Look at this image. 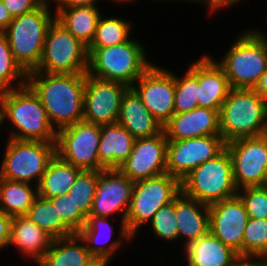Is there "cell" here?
Returning a JSON list of instances; mask_svg holds the SVG:
<instances>
[{
	"label": "cell",
	"mask_w": 267,
	"mask_h": 266,
	"mask_svg": "<svg viewBox=\"0 0 267 266\" xmlns=\"http://www.w3.org/2000/svg\"><path fill=\"white\" fill-rule=\"evenodd\" d=\"M237 195L244 203L248 218L267 219V187H244L238 189Z\"/></svg>",
	"instance_id": "74e56055"
},
{
	"label": "cell",
	"mask_w": 267,
	"mask_h": 266,
	"mask_svg": "<svg viewBox=\"0 0 267 266\" xmlns=\"http://www.w3.org/2000/svg\"><path fill=\"white\" fill-rule=\"evenodd\" d=\"M86 74L28 72L26 84L39 97L56 132L82 121Z\"/></svg>",
	"instance_id": "6da1fadb"
},
{
	"label": "cell",
	"mask_w": 267,
	"mask_h": 266,
	"mask_svg": "<svg viewBox=\"0 0 267 266\" xmlns=\"http://www.w3.org/2000/svg\"><path fill=\"white\" fill-rule=\"evenodd\" d=\"M80 171V168L64 161L55 154L37 186L38 195L48 199L66 195Z\"/></svg>",
	"instance_id": "f1b7e54d"
},
{
	"label": "cell",
	"mask_w": 267,
	"mask_h": 266,
	"mask_svg": "<svg viewBox=\"0 0 267 266\" xmlns=\"http://www.w3.org/2000/svg\"><path fill=\"white\" fill-rule=\"evenodd\" d=\"M183 249L185 266H229L239 257L230 246L215 237L210 230Z\"/></svg>",
	"instance_id": "484cf974"
},
{
	"label": "cell",
	"mask_w": 267,
	"mask_h": 266,
	"mask_svg": "<svg viewBox=\"0 0 267 266\" xmlns=\"http://www.w3.org/2000/svg\"><path fill=\"white\" fill-rule=\"evenodd\" d=\"M51 1L45 0L35 10L14 17L3 31L15 60L28 73L33 71L42 57L49 26L55 20Z\"/></svg>",
	"instance_id": "8992f818"
},
{
	"label": "cell",
	"mask_w": 267,
	"mask_h": 266,
	"mask_svg": "<svg viewBox=\"0 0 267 266\" xmlns=\"http://www.w3.org/2000/svg\"><path fill=\"white\" fill-rule=\"evenodd\" d=\"M252 266H267V259H259Z\"/></svg>",
	"instance_id": "681fc988"
},
{
	"label": "cell",
	"mask_w": 267,
	"mask_h": 266,
	"mask_svg": "<svg viewBox=\"0 0 267 266\" xmlns=\"http://www.w3.org/2000/svg\"><path fill=\"white\" fill-rule=\"evenodd\" d=\"M101 125L76 122L57 131L56 154L64 161L81 170L105 169L98 158Z\"/></svg>",
	"instance_id": "8fae6325"
},
{
	"label": "cell",
	"mask_w": 267,
	"mask_h": 266,
	"mask_svg": "<svg viewBox=\"0 0 267 266\" xmlns=\"http://www.w3.org/2000/svg\"><path fill=\"white\" fill-rule=\"evenodd\" d=\"M219 118L221 136L226 144L261 136L267 128V103L254 89L231 88Z\"/></svg>",
	"instance_id": "5b68a950"
},
{
	"label": "cell",
	"mask_w": 267,
	"mask_h": 266,
	"mask_svg": "<svg viewBox=\"0 0 267 266\" xmlns=\"http://www.w3.org/2000/svg\"><path fill=\"white\" fill-rule=\"evenodd\" d=\"M131 88L138 94L153 117L164 126L174 112L175 72L155 63Z\"/></svg>",
	"instance_id": "4fadbf2b"
},
{
	"label": "cell",
	"mask_w": 267,
	"mask_h": 266,
	"mask_svg": "<svg viewBox=\"0 0 267 266\" xmlns=\"http://www.w3.org/2000/svg\"><path fill=\"white\" fill-rule=\"evenodd\" d=\"M196 2L204 6L207 5L206 8L209 13H215L223 8H232L236 5V0H196Z\"/></svg>",
	"instance_id": "b9f144b4"
},
{
	"label": "cell",
	"mask_w": 267,
	"mask_h": 266,
	"mask_svg": "<svg viewBox=\"0 0 267 266\" xmlns=\"http://www.w3.org/2000/svg\"><path fill=\"white\" fill-rule=\"evenodd\" d=\"M7 139L4 158L1 159L0 178L38 186L56 154L55 143Z\"/></svg>",
	"instance_id": "9c48e42d"
},
{
	"label": "cell",
	"mask_w": 267,
	"mask_h": 266,
	"mask_svg": "<svg viewBox=\"0 0 267 266\" xmlns=\"http://www.w3.org/2000/svg\"><path fill=\"white\" fill-rule=\"evenodd\" d=\"M238 189L264 186L267 175V140L263 135L241 138L226 144Z\"/></svg>",
	"instance_id": "7c38bea8"
},
{
	"label": "cell",
	"mask_w": 267,
	"mask_h": 266,
	"mask_svg": "<svg viewBox=\"0 0 267 266\" xmlns=\"http://www.w3.org/2000/svg\"><path fill=\"white\" fill-rule=\"evenodd\" d=\"M44 1L45 0H2L13 18L35 10Z\"/></svg>",
	"instance_id": "ab89813d"
},
{
	"label": "cell",
	"mask_w": 267,
	"mask_h": 266,
	"mask_svg": "<svg viewBox=\"0 0 267 266\" xmlns=\"http://www.w3.org/2000/svg\"><path fill=\"white\" fill-rule=\"evenodd\" d=\"M257 260L252 257L239 256L229 266H252Z\"/></svg>",
	"instance_id": "bcb514c9"
},
{
	"label": "cell",
	"mask_w": 267,
	"mask_h": 266,
	"mask_svg": "<svg viewBox=\"0 0 267 266\" xmlns=\"http://www.w3.org/2000/svg\"><path fill=\"white\" fill-rule=\"evenodd\" d=\"M135 138L118 123L101 125L99 163L105 169H119L132 152Z\"/></svg>",
	"instance_id": "d4e9b609"
},
{
	"label": "cell",
	"mask_w": 267,
	"mask_h": 266,
	"mask_svg": "<svg viewBox=\"0 0 267 266\" xmlns=\"http://www.w3.org/2000/svg\"><path fill=\"white\" fill-rule=\"evenodd\" d=\"M188 70L199 80V107L220 111L231 90L224 69L214 57L203 54Z\"/></svg>",
	"instance_id": "ffe728a7"
},
{
	"label": "cell",
	"mask_w": 267,
	"mask_h": 266,
	"mask_svg": "<svg viewBox=\"0 0 267 266\" xmlns=\"http://www.w3.org/2000/svg\"><path fill=\"white\" fill-rule=\"evenodd\" d=\"M221 61L231 88L254 89L267 68V34L248 29L238 35Z\"/></svg>",
	"instance_id": "277c9868"
},
{
	"label": "cell",
	"mask_w": 267,
	"mask_h": 266,
	"mask_svg": "<svg viewBox=\"0 0 267 266\" xmlns=\"http://www.w3.org/2000/svg\"><path fill=\"white\" fill-rule=\"evenodd\" d=\"M240 1H242V0H236V4L240 3Z\"/></svg>",
	"instance_id": "11a10c76"
},
{
	"label": "cell",
	"mask_w": 267,
	"mask_h": 266,
	"mask_svg": "<svg viewBox=\"0 0 267 266\" xmlns=\"http://www.w3.org/2000/svg\"><path fill=\"white\" fill-rule=\"evenodd\" d=\"M27 74L15 60L6 35L0 32V93L25 86Z\"/></svg>",
	"instance_id": "d6a6232c"
},
{
	"label": "cell",
	"mask_w": 267,
	"mask_h": 266,
	"mask_svg": "<svg viewBox=\"0 0 267 266\" xmlns=\"http://www.w3.org/2000/svg\"><path fill=\"white\" fill-rule=\"evenodd\" d=\"M243 256L267 259V219H248L243 234Z\"/></svg>",
	"instance_id": "e575fe53"
},
{
	"label": "cell",
	"mask_w": 267,
	"mask_h": 266,
	"mask_svg": "<svg viewBox=\"0 0 267 266\" xmlns=\"http://www.w3.org/2000/svg\"><path fill=\"white\" fill-rule=\"evenodd\" d=\"M12 219L13 217L0 210V250L9 247Z\"/></svg>",
	"instance_id": "60d3db41"
},
{
	"label": "cell",
	"mask_w": 267,
	"mask_h": 266,
	"mask_svg": "<svg viewBox=\"0 0 267 266\" xmlns=\"http://www.w3.org/2000/svg\"><path fill=\"white\" fill-rule=\"evenodd\" d=\"M4 105L5 123L13 127L8 138L56 143V130L39 97L26 84L0 93Z\"/></svg>",
	"instance_id": "7a4b0ae2"
},
{
	"label": "cell",
	"mask_w": 267,
	"mask_h": 266,
	"mask_svg": "<svg viewBox=\"0 0 267 266\" xmlns=\"http://www.w3.org/2000/svg\"><path fill=\"white\" fill-rule=\"evenodd\" d=\"M128 88L121 82L86 74L82 121L98 125L117 123L122 96Z\"/></svg>",
	"instance_id": "9a60e30c"
},
{
	"label": "cell",
	"mask_w": 267,
	"mask_h": 266,
	"mask_svg": "<svg viewBox=\"0 0 267 266\" xmlns=\"http://www.w3.org/2000/svg\"><path fill=\"white\" fill-rule=\"evenodd\" d=\"M133 22L118 17L100 16L93 42L88 48H105L124 43L131 38Z\"/></svg>",
	"instance_id": "1f68e13d"
},
{
	"label": "cell",
	"mask_w": 267,
	"mask_h": 266,
	"mask_svg": "<svg viewBox=\"0 0 267 266\" xmlns=\"http://www.w3.org/2000/svg\"><path fill=\"white\" fill-rule=\"evenodd\" d=\"M264 137H265V139L267 140V128L265 129V131L263 132V134H262Z\"/></svg>",
	"instance_id": "f5cc1de1"
},
{
	"label": "cell",
	"mask_w": 267,
	"mask_h": 266,
	"mask_svg": "<svg viewBox=\"0 0 267 266\" xmlns=\"http://www.w3.org/2000/svg\"><path fill=\"white\" fill-rule=\"evenodd\" d=\"M94 257L77 233L54 239L37 266H86Z\"/></svg>",
	"instance_id": "83f0119b"
},
{
	"label": "cell",
	"mask_w": 267,
	"mask_h": 266,
	"mask_svg": "<svg viewBox=\"0 0 267 266\" xmlns=\"http://www.w3.org/2000/svg\"><path fill=\"white\" fill-rule=\"evenodd\" d=\"M55 20L76 39L89 47L94 40L97 23L102 13L99 6L54 8Z\"/></svg>",
	"instance_id": "4316f807"
},
{
	"label": "cell",
	"mask_w": 267,
	"mask_h": 266,
	"mask_svg": "<svg viewBox=\"0 0 267 266\" xmlns=\"http://www.w3.org/2000/svg\"><path fill=\"white\" fill-rule=\"evenodd\" d=\"M225 148L222 136L168 140L166 172L182 181L194 168L215 158Z\"/></svg>",
	"instance_id": "5bb4252c"
},
{
	"label": "cell",
	"mask_w": 267,
	"mask_h": 266,
	"mask_svg": "<svg viewBox=\"0 0 267 266\" xmlns=\"http://www.w3.org/2000/svg\"><path fill=\"white\" fill-rule=\"evenodd\" d=\"M87 69L88 47L54 20L48 28L40 62L30 72L77 74L87 73Z\"/></svg>",
	"instance_id": "30bf717a"
},
{
	"label": "cell",
	"mask_w": 267,
	"mask_h": 266,
	"mask_svg": "<svg viewBox=\"0 0 267 266\" xmlns=\"http://www.w3.org/2000/svg\"><path fill=\"white\" fill-rule=\"evenodd\" d=\"M109 220L106 217L89 215L86 217L85 225L77 234L84 241L86 248L94 258H101L110 263L122 245L126 244L125 242L133 243L131 241L135 238L128 232L126 224L121 223L119 224V233H117L118 238L109 242L114 233V227Z\"/></svg>",
	"instance_id": "d6986e66"
},
{
	"label": "cell",
	"mask_w": 267,
	"mask_h": 266,
	"mask_svg": "<svg viewBox=\"0 0 267 266\" xmlns=\"http://www.w3.org/2000/svg\"><path fill=\"white\" fill-rule=\"evenodd\" d=\"M54 238L39 228L27 216H15L11 222L10 246L18 248L24 257L37 264L51 247Z\"/></svg>",
	"instance_id": "cb8c5ba5"
},
{
	"label": "cell",
	"mask_w": 267,
	"mask_h": 266,
	"mask_svg": "<svg viewBox=\"0 0 267 266\" xmlns=\"http://www.w3.org/2000/svg\"><path fill=\"white\" fill-rule=\"evenodd\" d=\"M5 117H4V105L0 98V128L5 125Z\"/></svg>",
	"instance_id": "c3c4849f"
},
{
	"label": "cell",
	"mask_w": 267,
	"mask_h": 266,
	"mask_svg": "<svg viewBox=\"0 0 267 266\" xmlns=\"http://www.w3.org/2000/svg\"><path fill=\"white\" fill-rule=\"evenodd\" d=\"M117 123L127 129L135 139L152 137L163 131L162 124L153 117L131 87L122 96Z\"/></svg>",
	"instance_id": "7402d4cb"
},
{
	"label": "cell",
	"mask_w": 267,
	"mask_h": 266,
	"mask_svg": "<svg viewBox=\"0 0 267 266\" xmlns=\"http://www.w3.org/2000/svg\"><path fill=\"white\" fill-rule=\"evenodd\" d=\"M163 130L167 140L221 136L219 110L196 107L189 112L174 113Z\"/></svg>",
	"instance_id": "44dd1931"
},
{
	"label": "cell",
	"mask_w": 267,
	"mask_h": 266,
	"mask_svg": "<svg viewBox=\"0 0 267 266\" xmlns=\"http://www.w3.org/2000/svg\"><path fill=\"white\" fill-rule=\"evenodd\" d=\"M52 4L56 3L55 8H72L79 6H98L100 0H50Z\"/></svg>",
	"instance_id": "7bdbcfd3"
},
{
	"label": "cell",
	"mask_w": 267,
	"mask_h": 266,
	"mask_svg": "<svg viewBox=\"0 0 267 266\" xmlns=\"http://www.w3.org/2000/svg\"><path fill=\"white\" fill-rule=\"evenodd\" d=\"M13 16L0 0V32H3L12 22Z\"/></svg>",
	"instance_id": "ee69618b"
},
{
	"label": "cell",
	"mask_w": 267,
	"mask_h": 266,
	"mask_svg": "<svg viewBox=\"0 0 267 266\" xmlns=\"http://www.w3.org/2000/svg\"><path fill=\"white\" fill-rule=\"evenodd\" d=\"M167 145L164 130L152 137L136 138L131 154L119 170L133 182L167 173Z\"/></svg>",
	"instance_id": "e0dca14e"
},
{
	"label": "cell",
	"mask_w": 267,
	"mask_h": 266,
	"mask_svg": "<svg viewBox=\"0 0 267 266\" xmlns=\"http://www.w3.org/2000/svg\"><path fill=\"white\" fill-rule=\"evenodd\" d=\"M54 239L75 234L62 220L52 201L37 196L25 215Z\"/></svg>",
	"instance_id": "4dcf8cb0"
},
{
	"label": "cell",
	"mask_w": 267,
	"mask_h": 266,
	"mask_svg": "<svg viewBox=\"0 0 267 266\" xmlns=\"http://www.w3.org/2000/svg\"><path fill=\"white\" fill-rule=\"evenodd\" d=\"M175 215L178 239L184 240V247L209 231V206L182 191L175 197Z\"/></svg>",
	"instance_id": "603a6c76"
},
{
	"label": "cell",
	"mask_w": 267,
	"mask_h": 266,
	"mask_svg": "<svg viewBox=\"0 0 267 266\" xmlns=\"http://www.w3.org/2000/svg\"><path fill=\"white\" fill-rule=\"evenodd\" d=\"M56 207L58 214L61 215L63 222L74 232L77 233L86 222V216L80 211L68 194L50 198Z\"/></svg>",
	"instance_id": "f35d334b"
},
{
	"label": "cell",
	"mask_w": 267,
	"mask_h": 266,
	"mask_svg": "<svg viewBox=\"0 0 267 266\" xmlns=\"http://www.w3.org/2000/svg\"><path fill=\"white\" fill-rule=\"evenodd\" d=\"M181 191L208 206L236 196L238 188L234 182L228 149L225 148L215 158L194 168L181 181Z\"/></svg>",
	"instance_id": "52a82bcc"
},
{
	"label": "cell",
	"mask_w": 267,
	"mask_h": 266,
	"mask_svg": "<svg viewBox=\"0 0 267 266\" xmlns=\"http://www.w3.org/2000/svg\"><path fill=\"white\" fill-rule=\"evenodd\" d=\"M138 39L105 48H88L87 74L131 87L153 64Z\"/></svg>",
	"instance_id": "3957f363"
},
{
	"label": "cell",
	"mask_w": 267,
	"mask_h": 266,
	"mask_svg": "<svg viewBox=\"0 0 267 266\" xmlns=\"http://www.w3.org/2000/svg\"><path fill=\"white\" fill-rule=\"evenodd\" d=\"M254 90L263 98L267 103V68L266 71L260 77L257 85L254 87Z\"/></svg>",
	"instance_id": "f6af8a7d"
},
{
	"label": "cell",
	"mask_w": 267,
	"mask_h": 266,
	"mask_svg": "<svg viewBox=\"0 0 267 266\" xmlns=\"http://www.w3.org/2000/svg\"><path fill=\"white\" fill-rule=\"evenodd\" d=\"M98 179L99 171L81 170L67 193L86 217L89 216L92 208Z\"/></svg>",
	"instance_id": "836d02e7"
},
{
	"label": "cell",
	"mask_w": 267,
	"mask_h": 266,
	"mask_svg": "<svg viewBox=\"0 0 267 266\" xmlns=\"http://www.w3.org/2000/svg\"><path fill=\"white\" fill-rule=\"evenodd\" d=\"M248 219L244 203L238 195L209 206L210 232L239 256H243V234Z\"/></svg>",
	"instance_id": "ac0fdd59"
},
{
	"label": "cell",
	"mask_w": 267,
	"mask_h": 266,
	"mask_svg": "<svg viewBox=\"0 0 267 266\" xmlns=\"http://www.w3.org/2000/svg\"><path fill=\"white\" fill-rule=\"evenodd\" d=\"M264 186L267 187V175H266V180H265Z\"/></svg>",
	"instance_id": "db71d44e"
},
{
	"label": "cell",
	"mask_w": 267,
	"mask_h": 266,
	"mask_svg": "<svg viewBox=\"0 0 267 266\" xmlns=\"http://www.w3.org/2000/svg\"><path fill=\"white\" fill-rule=\"evenodd\" d=\"M180 192L181 181L168 173L136 181L125 218L128 232L137 237L138 230L148 226L155 213L172 202Z\"/></svg>",
	"instance_id": "ba28073f"
},
{
	"label": "cell",
	"mask_w": 267,
	"mask_h": 266,
	"mask_svg": "<svg viewBox=\"0 0 267 266\" xmlns=\"http://www.w3.org/2000/svg\"><path fill=\"white\" fill-rule=\"evenodd\" d=\"M37 196L33 184L0 178V210L11 217L26 215Z\"/></svg>",
	"instance_id": "f546056e"
},
{
	"label": "cell",
	"mask_w": 267,
	"mask_h": 266,
	"mask_svg": "<svg viewBox=\"0 0 267 266\" xmlns=\"http://www.w3.org/2000/svg\"><path fill=\"white\" fill-rule=\"evenodd\" d=\"M199 80L187 69L184 76L175 74L174 112H189L199 107Z\"/></svg>",
	"instance_id": "d590c367"
},
{
	"label": "cell",
	"mask_w": 267,
	"mask_h": 266,
	"mask_svg": "<svg viewBox=\"0 0 267 266\" xmlns=\"http://www.w3.org/2000/svg\"><path fill=\"white\" fill-rule=\"evenodd\" d=\"M134 183L119 169H103L99 171L98 185L89 215L111 218L115 213L125 218L130 207Z\"/></svg>",
	"instance_id": "2e32d148"
},
{
	"label": "cell",
	"mask_w": 267,
	"mask_h": 266,
	"mask_svg": "<svg viewBox=\"0 0 267 266\" xmlns=\"http://www.w3.org/2000/svg\"><path fill=\"white\" fill-rule=\"evenodd\" d=\"M151 1H152V0H151ZM153 1H158V2H163V1H165V2H166V1H168V2H169V1H176V2L179 1V2H180V1H181V3H182V1H183V2L185 1V2H188V3H197L196 0H153Z\"/></svg>",
	"instance_id": "f907efd6"
},
{
	"label": "cell",
	"mask_w": 267,
	"mask_h": 266,
	"mask_svg": "<svg viewBox=\"0 0 267 266\" xmlns=\"http://www.w3.org/2000/svg\"><path fill=\"white\" fill-rule=\"evenodd\" d=\"M109 262L101 259V258H94L90 263L86 266H108Z\"/></svg>",
	"instance_id": "7dc6e473"
},
{
	"label": "cell",
	"mask_w": 267,
	"mask_h": 266,
	"mask_svg": "<svg viewBox=\"0 0 267 266\" xmlns=\"http://www.w3.org/2000/svg\"><path fill=\"white\" fill-rule=\"evenodd\" d=\"M175 215V198L172 202L161 207L149 222L151 231L158 240L178 241V228Z\"/></svg>",
	"instance_id": "8d00e7d4"
},
{
	"label": "cell",
	"mask_w": 267,
	"mask_h": 266,
	"mask_svg": "<svg viewBox=\"0 0 267 266\" xmlns=\"http://www.w3.org/2000/svg\"><path fill=\"white\" fill-rule=\"evenodd\" d=\"M111 1H113V2H118L119 4L120 3H134L135 2V0H111Z\"/></svg>",
	"instance_id": "816d5d0a"
}]
</instances>
